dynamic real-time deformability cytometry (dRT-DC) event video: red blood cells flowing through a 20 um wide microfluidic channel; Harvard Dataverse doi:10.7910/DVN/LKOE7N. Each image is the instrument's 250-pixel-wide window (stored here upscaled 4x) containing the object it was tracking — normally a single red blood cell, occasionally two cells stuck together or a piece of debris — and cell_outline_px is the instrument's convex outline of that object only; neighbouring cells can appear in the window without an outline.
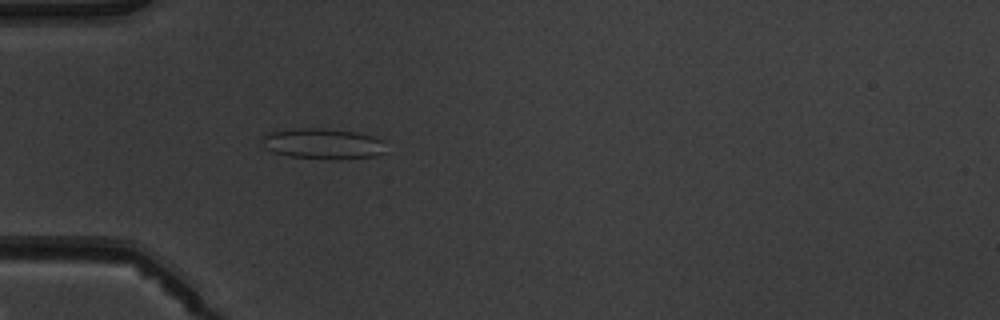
{"species": "common noctule bat (a hibernating species)", "species_latin": "Nyctalus noctula", "temperature_condition": "warm", "stored_images_in_passage": 5, "camera_frame_rate_fps": 3000, "um_per_image_px": 0.085, "animal": {"sex": "male", "body_mass_g": 19.5, "forearm_length_mm": 54.6}, "frame": {"image": 1, "passage_image": 5, "time_ms": 4.667, "image_size_px": [1000, 320], "cell_outline_px": [[384, 152], [376, 156], [288, 156], [272, 152], [264, 148], [260, 144], [260, 140], [264, 136], [272, 132], [292, 128], [324, 128], [356, 132], [372, 136], [384, 140]], "centroid_in_image_um": [27.37, 12.15], "position_along_channel_um": 57.6, "area_um2": 21.15}}